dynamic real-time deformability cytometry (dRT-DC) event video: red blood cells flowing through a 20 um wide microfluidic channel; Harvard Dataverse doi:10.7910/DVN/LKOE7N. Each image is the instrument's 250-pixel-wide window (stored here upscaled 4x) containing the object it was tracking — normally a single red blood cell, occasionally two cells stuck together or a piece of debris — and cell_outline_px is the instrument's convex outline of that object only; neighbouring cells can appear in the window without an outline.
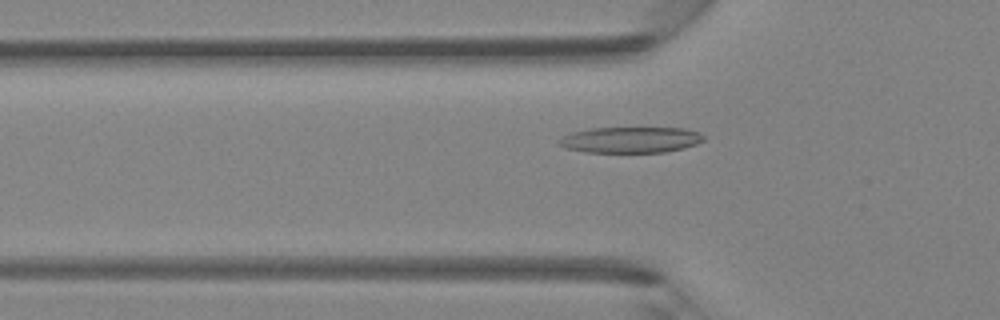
{"species": "Egyptian fruit bat (a non-hibernating species)", "species_latin": "Rousettus aegyptiacus", "temperature_condition": "room temperature", "stored_images_in_passage": 46, "camera_frame_rate_fps": 3000, "um_per_image_px": 0.085, "animal": {"sex": "female"}, "frame": {"image": 1, "passage_image": 16, "time_ms": 5.0, "image_size_px": [1000, 320], "cell_outline_px": [[704, 140], [696, 144], [684, 148], [664, 152], [584, 152], [564, 148], [556, 144], [556, 140], [560, 136], [572, 132], [592, 128], [684, 128], [700, 132], [704, 136]], "centroid_in_image_um": [53.54, 11.88], "position_along_channel_um": 72.3, "area_um2": 22.14}}
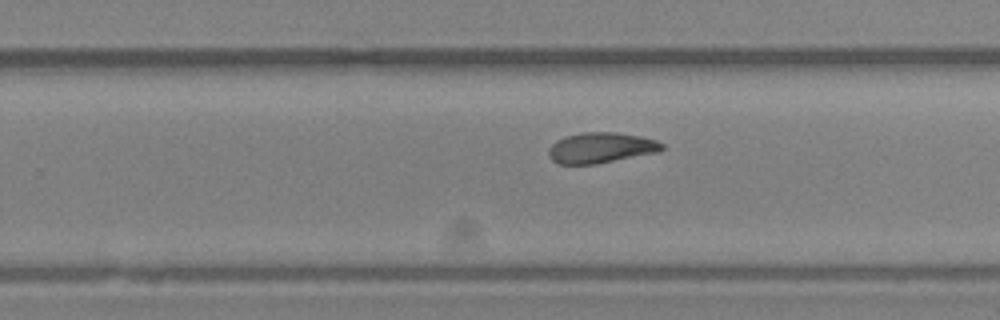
{"frame": {"image": 2, "passage_image": 30, "time_ms": 9.667, "image_size_px": [1000, 320], "cell_outline_px": [[664, 148], [660, 152], [596, 164], [556, 164], [548, 156], [548, 148], [556, 140], [564, 136], [580, 132], [616, 132], [640, 136], [656, 140], [664, 144]], "centroid_in_image_um": [51.06, 12.56], "position_along_channel_um": 278.7, "area_um2": 20.52}}
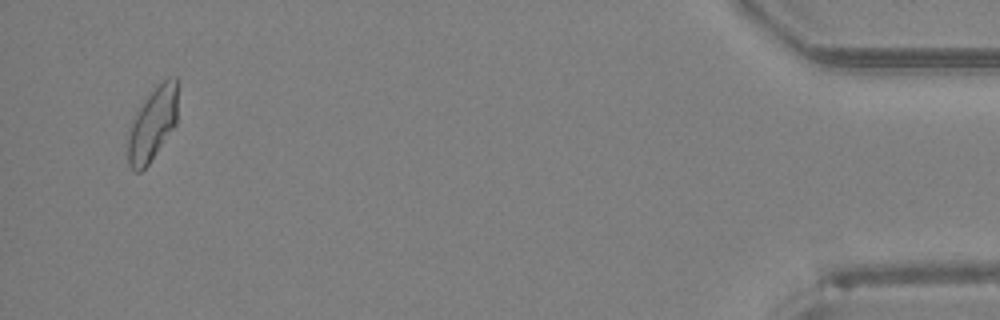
{"frame": {"image": 3, "passage_image": 45, "time_ms": 14.667, "image_size_px": [1000, 320], "cell_outline_px": [[176, 124], [148, 164], [140, 172], [136, 172], [128, 164], [128, 136], [132, 120], [140, 104], [168, 76], [176, 76]], "centroid_in_image_um": [12.94, 10.56], "position_along_channel_um": 422.3, "area_um2": 20.75}}